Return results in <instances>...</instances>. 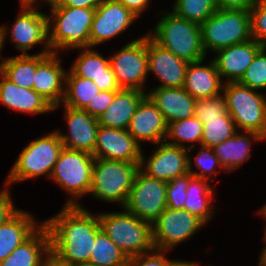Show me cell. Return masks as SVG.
I'll list each match as a JSON object with an SVG mask.
<instances>
[{"label":"cell","instance_id":"21","mask_svg":"<svg viewBox=\"0 0 266 266\" xmlns=\"http://www.w3.org/2000/svg\"><path fill=\"white\" fill-rule=\"evenodd\" d=\"M80 50L83 52L73 63L70 72L74 76L92 80L100 91H119L121 88L110 67V58H104L91 47Z\"/></svg>","mask_w":266,"mask_h":266},{"label":"cell","instance_id":"54","mask_svg":"<svg viewBox=\"0 0 266 266\" xmlns=\"http://www.w3.org/2000/svg\"><path fill=\"white\" fill-rule=\"evenodd\" d=\"M73 266H96V265L86 262V263L76 264V265H73Z\"/></svg>","mask_w":266,"mask_h":266},{"label":"cell","instance_id":"55","mask_svg":"<svg viewBox=\"0 0 266 266\" xmlns=\"http://www.w3.org/2000/svg\"><path fill=\"white\" fill-rule=\"evenodd\" d=\"M261 209L266 213V204Z\"/></svg>","mask_w":266,"mask_h":266},{"label":"cell","instance_id":"13","mask_svg":"<svg viewBox=\"0 0 266 266\" xmlns=\"http://www.w3.org/2000/svg\"><path fill=\"white\" fill-rule=\"evenodd\" d=\"M36 6V7H35ZM21 4L20 13L13 23L11 40L15 48L22 51L21 55H27V50L35 45L45 43L44 54H51L48 38V17L47 14L40 12V4Z\"/></svg>","mask_w":266,"mask_h":266},{"label":"cell","instance_id":"23","mask_svg":"<svg viewBox=\"0 0 266 266\" xmlns=\"http://www.w3.org/2000/svg\"><path fill=\"white\" fill-rule=\"evenodd\" d=\"M146 95L161 111L167 125L173 121L193 117L195 114L196 99L183 87H155Z\"/></svg>","mask_w":266,"mask_h":266},{"label":"cell","instance_id":"32","mask_svg":"<svg viewBox=\"0 0 266 266\" xmlns=\"http://www.w3.org/2000/svg\"><path fill=\"white\" fill-rule=\"evenodd\" d=\"M99 91L92 80L74 76L69 71L65 76V95L62 104L74 109H84Z\"/></svg>","mask_w":266,"mask_h":266},{"label":"cell","instance_id":"31","mask_svg":"<svg viewBox=\"0 0 266 266\" xmlns=\"http://www.w3.org/2000/svg\"><path fill=\"white\" fill-rule=\"evenodd\" d=\"M0 72L20 87L33 89L36 73V54L18 55L1 59Z\"/></svg>","mask_w":266,"mask_h":266},{"label":"cell","instance_id":"5","mask_svg":"<svg viewBox=\"0 0 266 266\" xmlns=\"http://www.w3.org/2000/svg\"><path fill=\"white\" fill-rule=\"evenodd\" d=\"M98 218L103 231L128 258L154 249L151 223L126 210L101 213Z\"/></svg>","mask_w":266,"mask_h":266},{"label":"cell","instance_id":"40","mask_svg":"<svg viewBox=\"0 0 266 266\" xmlns=\"http://www.w3.org/2000/svg\"><path fill=\"white\" fill-rule=\"evenodd\" d=\"M249 13L252 39L266 47V0H256Z\"/></svg>","mask_w":266,"mask_h":266},{"label":"cell","instance_id":"36","mask_svg":"<svg viewBox=\"0 0 266 266\" xmlns=\"http://www.w3.org/2000/svg\"><path fill=\"white\" fill-rule=\"evenodd\" d=\"M217 9L214 0H175L172 12L178 17L201 24Z\"/></svg>","mask_w":266,"mask_h":266},{"label":"cell","instance_id":"18","mask_svg":"<svg viewBox=\"0 0 266 266\" xmlns=\"http://www.w3.org/2000/svg\"><path fill=\"white\" fill-rule=\"evenodd\" d=\"M69 134L57 131L64 148L94 154L99 128L98 118L83 109L64 106Z\"/></svg>","mask_w":266,"mask_h":266},{"label":"cell","instance_id":"48","mask_svg":"<svg viewBox=\"0 0 266 266\" xmlns=\"http://www.w3.org/2000/svg\"><path fill=\"white\" fill-rule=\"evenodd\" d=\"M41 266H72V265L60 260L54 253L50 252L44 258Z\"/></svg>","mask_w":266,"mask_h":266},{"label":"cell","instance_id":"43","mask_svg":"<svg viewBox=\"0 0 266 266\" xmlns=\"http://www.w3.org/2000/svg\"><path fill=\"white\" fill-rule=\"evenodd\" d=\"M117 92L118 91H99L83 110L91 116L98 118L112 103Z\"/></svg>","mask_w":266,"mask_h":266},{"label":"cell","instance_id":"27","mask_svg":"<svg viewBox=\"0 0 266 266\" xmlns=\"http://www.w3.org/2000/svg\"><path fill=\"white\" fill-rule=\"evenodd\" d=\"M50 252L49 231L42 223L26 241L0 262V266H41L43 258Z\"/></svg>","mask_w":266,"mask_h":266},{"label":"cell","instance_id":"16","mask_svg":"<svg viewBox=\"0 0 266 266\" xmlns=\"http://www.w3.org/2000/svg\"><path fill=\"white\" fill-rule=\"evenodd\" d=\"M58 53H36V73L33 89L57 109L65 95L66 71L61 67Z\"/></svg>","mask_w":266,"mask_h":266},{"label":"cell","instance_id":"15","mask_svg":"<svg viewBox=\"0 0 266 266\" xmlns=\"http://www.w3.org/2000/svg\"><path fill=\"white\" fill-rule=\"evenodd\" d=\"M136 16L117 0H104L96 9L90 31V47L123 33Z\"/></svg>","mask_w":266,"mask_h":266},{"label":"cell","instance_id":"25","mask_svg":"<svg viewBox=\"0 0 266 266\" xmlns=\"http://www.w3.org/2000/svg\"><path fill=\"white\" fill-rule=\"evenodd\" d=\"M201 61L187 65L183 88L196 100L221 94L222 80L213 59L207 65Z\"/></svg>","mask_w":266,"mask_h":266},{"label":"cell","instance_id":"20","mask_svg":"<svg viewBox=\"0 0 266 266\" xmlns=\"http://www.w3.org/2000/svg\"><path fill=\"white\" fill-rule=\"evenodd\" d=\"M127 131L138 143L149 141L158 144L167 140V123L161 111L147 95L138 105Z\"/></svg>","mask_w":266,"mask_h":266},{"label":"cell","instance_id":"11","mask_svg":"<svg viewBox=\"0 0 266 266\" xmlns=\"http://www.w3.org/2000/svg\"><path fill=\"white\" fill-rule=\"evenodd\" d=\"M110 58V67L121 89L144 92L148 72L147 34L125 45Z\"/></svg>","mask_w":266,"mask_h":266},{"label":"cell","instance_id":"50","mask_svg":"<svg viewBox=\"0 0 266 266\" xmlns=\"http://www.w3.org/2000/svg\"><path fill=\"white\" fill-rule=\"evenodd\" d=\"M8 29H7V27H5V25H3V26H0V52L2 51V48H3V46H4V42H5V39H6V37H7V31ZM0 55H1V53H0Z\"/></svg>","mask_w":266,"mask_h":266},{"label":"cell","instance_id":"3","mask_svg":"<svg viewBox=\"0 0 266 266\" xmlns=\"http://www.w3.org/2000/svg\"><path fill=\"white\" fill-rule=\"evenodd\" d=\"M153 33V34H152ZM148 35L159 45L188 63L205 59L200 24L166 13Z\"/></svg>","mask_w":266,"mask_h":266},{"label":"cell","instance_id":"26","mask_svg":"<svg viewBox=\"0 0 266 266\" xmlns=\"http://www.w3.org/2000/svg\"><path fill=\"white\" fill-rule=\"evenodd\" d=\"M146 96V93L136 89H120L108 106L98 117L99 126L127 130L131 118Z\"/></svg>","mask_w":266,"mask_h":266},{"label":"cell","instance_id":"17","mask_svg":"<svg viewBox=\"0 0 266 266\" xmlns=\"http://www.w3.org/2000/svg\"><path fill=\"white\" fill-rule=\"evenodd\" d=\"M140 144L127 130L99 126L93 156L140 164L143 152Z\"/></svg>","mask_w":266,"mask_h":266},{"label":"cell","instance_id":"45","mask_svg":"<svg viewBox=\"0 0 266 266\" xmlns=\"http://www.w3.org/2000/svg\"><path fill=\"white\" fill-rule=\"evenodd\" d=\"M218 9L250 10L256 0H214Z\"/></svg>","mask_w":266,"mask_h":266},{"label":"cell","instance_id":"38","mask_svg":"<svg viewBox=\"0 0 266 266\" xmlns=\"http://www.w3.org/2000/svg\"><path fill=\"white\" fill-rule=\"evenodd\" d=\"M200 150L195 157L196 166L200 169L201 172H196L192 170V156L189 157V173H191L194 177L212 180V175L218 167H221L219 159L213 151V148L205 147L200 145Z\"/></svg>","mask_w":266,"mask_h":266},{"label":"cell","instance_id":"46","mask_svg":"<svg viewBox=\"0 0 266 266\" xmlns=\"http://www.w3.org/2000/svg\"><path fill=\"white\" fill-rule=\"evenodd\" d=\"M104 0H53L50 6H69L75 8L96 9Z\"/></svg>","mask_w":266,"mask_h":266},{"label":"cell","instance_id":"1","mask_svg":"<svg viewBox=\"0 0 266 266\" xmlns=\"http://www.w3.org/2000/svg\"><path fill=\"white\" fill-rule=\"evenodd\" d=\"M43 224L49 231L51 252L60 260L72 266L89 262L96 232L101 228L98 215L81 205H65Z\"/></svg>","mask_w":266,"mask_h":266},{"label":"cell","instance_id":"9","mask_svg":"<svg viewBox=\"0 0 266 266\" xmlns=\"http://www.w3.org/2000/svg\"><path fill=\"white\" fill-rule=\"evenodd\" d=\"M95 157L84 151L63 148L54 165L50 179L70 193L66 205H80L77 199L90 192ZM77 198V199H76Z\"/></svg>","mask_w":266,"mask_h":266},{"label":"cell","instance_id":"30","mask_svg":"<svg viewBox=\"0 0 266 266\" xmlns=\"http://www.w3.org/2000/svg\"><path fill=\"white\" fill-rule=\"evenodd\" d=\"M209 180L192 176L186 189V199L183 209L198 217L204 223L213 216L211 201L213 189Z\"/></svg>","mask_w":266,"mask_h":266},{"label":"cell","instance_id":"14","mask_svg":"<svg viewBox=\"0 0 266 266\" xmlns=\"http://www.w3.org/2000/svg\"><path fill=\"white\" fill-rule=\"evenodd\" d=\"M156 145L158 147L152 150L153 154L148 161L142 154L140 169L146 175L169 182L189 173L188 149L169 144L167 140Z\"/></svg>","mask_w":266,"mask_h":266},{"label":"cell","instance_id":"29","mask_svg":"<svg viewBox=\"0 0 266 266\" xmlns=\"http://www.w3.org/2000/svg\"><path fill=\"white\" fill-rule=\"evenodd\" d=\"M239 132L237 131L232 137L213 147L214 153L226 172L236 170L242 163L249 160L252 140L255 142L266 140L257 132L245 131V134H240Z\"/></svg>","mask_w":266,"mask_h":266},{"label":"cell","instance_id":"12","mask_svg":"<svg viewBox=\"0 0 266 266\" xmlns=\"http://www.w3.org/2000/svg\"><path fill=\"white\" fill-rule=\"evenodd\" d=\"M205 223L184 209L166 208L152 223V240L155 249L171 250L188 240Z\"/></svg>","mask_w":266,"mask_h":266},{"label":"cell","instance_id":"53","mask_svg":"<svg viewBox=\"0 0 266 266\" xmlns=\"http://www.w3.org/2000/svg\"><path fill=\"white\" fill-rule=\"evenodd\" d=\"M258 212H259V214H261V216H263V217L265 218V220H266V213H265L262 209L259 210ZM264 231H265V233H264V234H265V235H264V240H265V241H264V242H265V244H266V227H265V230H264Z\"/></svg>","mask_w":266,"mask_h":266},{"label":"cell","instance_id":"37","mask_svg":"<svg viewBox=\"0 0 266 266\" xmlns=\"http://www.w3.org/2000/svg\"><path fill=\"white\" fill-rule=\"evenodd\" d=\"M239 83L256 91L266 88V47L256 54Z\"/></svg>","mask_w":266,"mask_h":266},{"label":"cell","instance_id":"6","mask_svg":"<svg viewBox=\"0 0 266 266\" xmlns=\"http://www.w3.org/2000/svg\"><path fill=\"white\" fill-rule=\"evenodd\" d=\"M140 164L95 158L90 194L125 206Z\"/></svg>","mask_w":266,"mask_h":266},{"label":"cell","instance_id":"51","mask_svg":"<svg viewBox=\"0 0 266 266\" xmlns=\"http://www.w3.org/2000/svg\"><path fill=\"white\" fill-rule=\"evenodd\" d=\"M259 266H266V245L262 249L261 256L259 259Z\"/></svg>","mask_w":266,"mask_h":266},{"label":"cell","instance_id":"39","mask_svg":"<svg viewBox=\"0 0 266 266\" xmlns=\"http://www.w3.org/2000/svg\"><path fill=\"white\" fill-rule=\"evenodd\" d=\"M228 113L226 100L223 94L196 100L195 114L199 120L218 119Z\"/></svg>","mask_w":266,"mask_h":266},{"label":"cell","instance_id":"19","mask_svg":"<svg viewBox=\"0 0 266 266\" xmlns=\"http://www.w3.org/2000/svg\"><path fill=\"white\" fill-rule=\"evenodd\" d=\"M148 71L155 73L162 81L157 87H183L185 83L187 61L178 58L172 52L156 43L147 34Z\"/></svg>","mask_w":266,"mask_h":266},{"label":"cell","instance_id":"52","mask_svg":"<svg viewBox=\"0 0 266 266\" xmlns=\"http://www.w3.org/2000/svg\"><path fill=\"white\" fill-rule=\"evenodd\" d=\"M44 1H46L47 3H50L53 0H44ZM20 2H21L20 4H33V5H35V3L39 4L38 0H20Z\"/></svg>","mask_w":266,"mask_h":266},{"label":"cell","instance_id":"35","mask_svg":"<svg viewBox=\"0 0 266 266\" xmlns=\"http://www.w3.org/2000/svg\"><path fill=\"white\" fill-rule=\"evenodd\" d=\"M200 121L203 123L201 145L205 147L213 148L237 132L235 123L229 113L218 119Z\"/></svg>","mask_w":266,"mask_h":266},{"label":"cell","instance_id":"10","mask_svg":"<svg viewBox=\"0 0 266 266\" xmlns=\"http://www.w3.org/2000/svg\"><path fill=\"white\" fill-rule=\"evenodd\" d=\"M167 182L137 172L124 209L140 220L153 223L167 208Z\"/></svg>","mask_w":266,"mask_h":266},{"label":"cell","instance_id":"4","mask_svg":"<svg viewBox=\"0 0 266 266\" xmlns=\"http://www.w3.org/2000/svg\"><path fill=\"white\" fill-rule=\"evenodd\" d=\"M200 28L205 54L252 39L248 10L217 9Z\"/></svg>","mask_w":266,"mask_h":266},{"label":"cell","instance_id":"7","mask_svg":"<svg viewBox=\"0 0 266 266\" xmlns=\"http://www.w3.org/2000/svg\"><path fill=\"white\" fill-rule=\"evenodd\" d=\"M223 91L237 131L241 128L244 132H257L266 139V97L263 93L239 82L224 83Z\"/></svg>","mask_w":266,"mask_h":266},{"label":"cell","instance_id":"8","mask_svg":"<svg viewBox=\"0 0 266 266\" xmlns=\"http://www.w3.org/2000/svg\"><path fill=\"white\" fill-rule=\"evenodd\" d=\"M63 148V143L57 131L29 142L13 164L6 179V186L14 182L37 178L41 175L48 174V178H50Z\"/></svg>","mask_w":266,"mask_h":266},{"label":"cell","instance_id":"49","mask_svg":"<svg viewBox=\"0 0 266 266\" xmlns=\"http://www.w3.org/2000/svg\"><path fill=\"white\" fill-rule=\"evenodd\" d=\"M197 262L193 261H179V260H171L166 266H198Z\"/></svg>","mask_w":266,"mask_h":266},{"label":"cell","instance_id":"42","mask_svg":"<svg viewBox=\"0 0 266 266\" xmlns=\"http://www.w3.org/2000/svg\"><path fill=\"white\" fill-rule=\"evenodd\" d=\"M151 252L129 257L127 266H166L171 261L165 258L166 250L154 248Z\"/></svg>","mask_w":266,"mask_h":266},{"label":"cell","instance_id":"44","mask_svg":"<svg viewBox=\"0 0 266 266\" xmlns=\"http://www.w3.org/2000/svg\"><path fill=\"white\" fill-rule=\"evenodd\" d=\"M9 187L0 191V225L11 219L20 209H15Z\"/></svg>","mask_w":266,"mask_h":266},{"label":"cell","instance_id":"22","mask_svg":"<svg viewBox=\"0 0 266 266\" xmlns=\"http://www.w3.org/2000/svg\"><path fill=\"white\" fill-rule=\"evenodd\" d=\"M262 48L263 46L251 39L217 51L218 56L213 61L220 77H226L227 83L239 82Z\"/></svg>","mask_w":266,"mask_h":266},{"label":"cell","instance_id":"2","mask_svg":"<svg viewBox=\"0 0 266 266\" xmlns=\"http://www.w3.org/2000/svg\"><path fill=\"white\" fill-rule=\"evenodd\" d=\"M51 9V14H47L51 52L58 53V49L89 48L95 9L69 6H51Z\"/></svg>","mask_w":266,"mask_h":266},{"label":"cell","instance_id":"33","mask_svg":"<svg viewBox=\"0 0 266 266\" xmlns=\"http://www.w3.org/2000/svg\"><path fill=\"white\" fill-rule=\"evenodd\" d=\"M127 262V255L100 228L96 232L92 254L88 263L96 266H127Z\"/></svg>","mask_w":266,"mask_h":266},{"label":"cell","instance_id":"41","mask_svg":"<svg viewBox=\"0 0 266 266\" xmlns=\"http://www.w3.org/2000/svg\"><path fill=\"white\" fill-rule=\"evenodd\" d=\"M193 175L187 173L183 176L176 177L175 179L167 182L166 200L167 208L183 209L184 202L187 196L186 189L189 179Z\"/></svg>","mask_w":266,"mask_h":266},{"label":"cell","instance_id":"28","mask_svg":"<svg viewBox=\"0 0 266 266\" xmlns=\"http://www.w3.org/2000/svg\"><path fill=\"white\" fill-rule=\"evenodd\" d=\"M42 223L37 224L30 213L19 210L6 223L0 225V262L26 241Z\"/></svg>","mask_w":266,"mask_h":266},{"label":"cell","instance_id":"24","mask_svg":"<svg viewBox=\"0 0 266 266\" xmlns=\"http://www.w3.org/2000/svg\"><path fill=\"white\" fill-rule=\"evenodd\" d=\"M0 102L16 111L42 114L53 111V106L34 89H26L7 79L0 72Z\"/></svg>","mask_w":266,"mask_h":266},{"label":"cell","instance_id":"47","mask_svg":"<svg viewBox=\"0 0 266 266\" xmlns=\"http://www.w3.org/2000/svg\"><path fill=\"white\" fill-rule=\"evenodd\" d=\"M129 9L136 17H139L149 5V0H117Z\"/></svg>","mask_w":266,"mask_h":266},{"label":"cell","instance_id":"34","mask_svg":"<svg viewBox=\"0 0 266 266\" xmlns=\"http://www.w3.org/2000/svg\"><path fill=\"white\" fill-rule=\"evenodd\" d=\"M203 135V123L196 117L186 118L184 120L173 121L167 125V138H171L172 145L188 149H194V142L201 145ZM185 142H191V145L186 147Z\"/></svg>","mask_w":266,"mask_h":266}]
</instances>
